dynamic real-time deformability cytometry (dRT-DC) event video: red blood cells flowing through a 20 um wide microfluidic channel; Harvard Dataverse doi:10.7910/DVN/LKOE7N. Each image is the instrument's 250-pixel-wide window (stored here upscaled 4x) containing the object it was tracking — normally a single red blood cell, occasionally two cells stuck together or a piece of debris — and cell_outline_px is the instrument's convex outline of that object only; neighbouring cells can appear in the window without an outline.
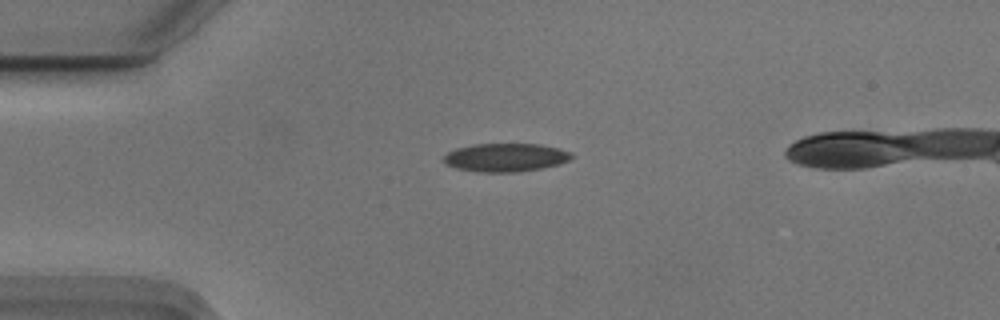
{"species": "Egyptian fruit bat (a non-hibernating species)", "species_latin": "Rousettus aegyptiacus", "temperature_condition": "cold", "stored_images_in_passage": 36, "camera_frame_rate_fps": 3000, "um_per_image_px": 0.085, "animal": {"sex": "male"}, "frame": {"image": 1, "passage_image": 1, "time_ms": 0.0, "image_size_px": [1000, 320], "cell_outline_px": [[572, 156], [568, 160], [556, 164], [540, 168], [516, 172], [480, 172], [456, 168], [444, 164], [444, 156], [448, 152], [456, 148], [472, 144], [540, 144], [560, 148], [572, 152]], "centroid_in_image_um": [42.94, 13.37], "position_along_channel_um": 42.1, "area_um2": 21.04}}
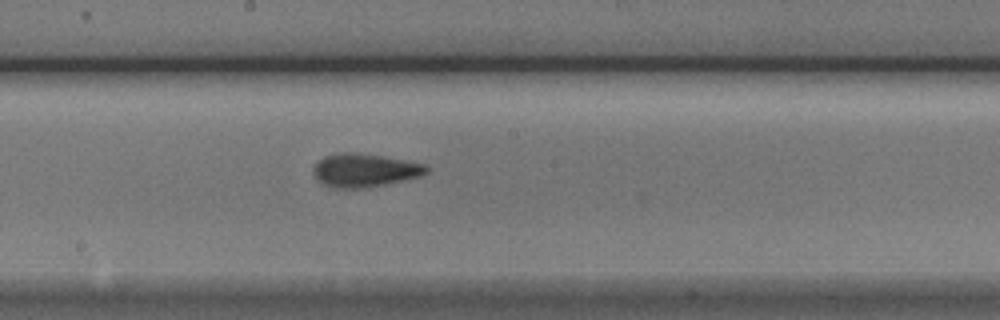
{"frame": {"image": 2, "passage_image": 17, "time_ms": 5.333, "image_size_px": [1000, 320], "cell_outline_px": [[428, 172], [420, 176], [388, 184], [364, 188], [328, 188], [312, 172], [312, 168], [324, 156], [336, 152], [356, 152], [384, 156], [424, 164], [428, 168]], "centroid_in_image_um": [30.97, 14.47], "position_along_channel_um": 217.2, "area_um2": 22.08}}
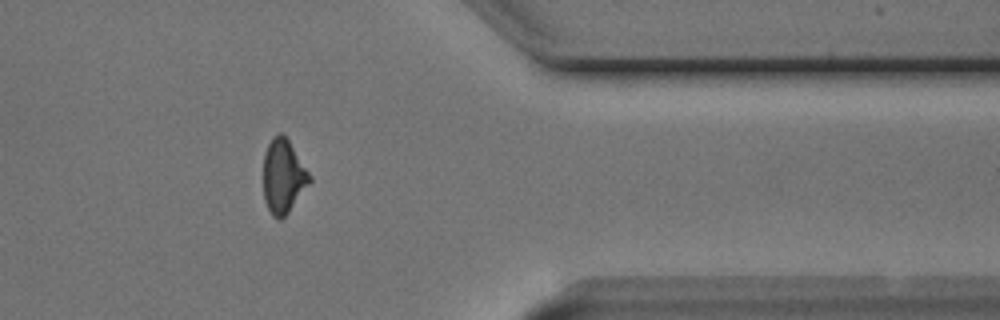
{"frame": {"image": 3, "passage_image": 32, "time_ms": 10.333, "image_size_px": [1000, 320], "cell_outline_px": [[312, 180], [288, 212], [280, 220], [276, 220], [272, 216], [264, 200], [264, 152], [272, 136], [280, 132], [288, 140], [312, 176]], "centroid_in_image_um": [24.07, 14.99], "position_along_channel_um": 387.3, "area_um2": 19.83}, "authors_computed_cell_mechanics": {"area_um2": 20.8947, "velocity_mm_per_s": 3.7478, "shape_relaxation_time_tau1_ms": 4.7936, "shape_relaxation_time_tau2_ms": 2.72, "deformation_change_tau1": 0.1403, "deformation_change_tau2": 0.0888}}